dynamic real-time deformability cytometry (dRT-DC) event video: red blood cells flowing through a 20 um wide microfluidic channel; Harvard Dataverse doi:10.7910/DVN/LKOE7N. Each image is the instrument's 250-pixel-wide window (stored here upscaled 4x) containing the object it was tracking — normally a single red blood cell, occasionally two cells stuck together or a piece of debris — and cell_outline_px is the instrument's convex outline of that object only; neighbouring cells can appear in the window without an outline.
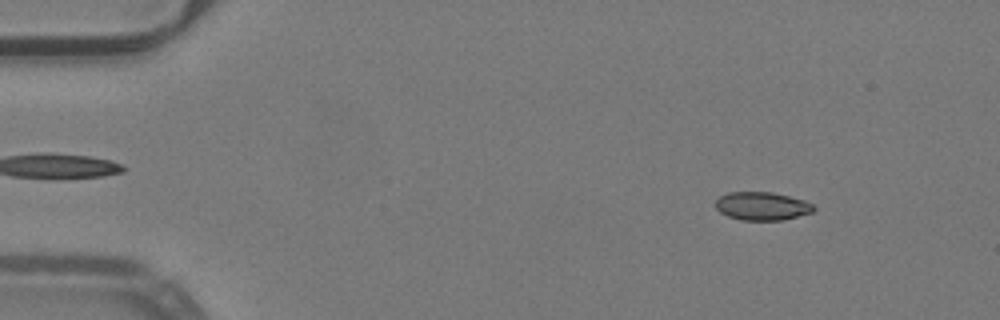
{"species": "common noctule bat (a hibernating species)", "species_latin": "Nyctalus noctula", "temperature_condition": "warm", "stored_images_in_passage": 51, "camera_frame_rate_fps": 3000, "um_per_image_px": 0.085, "animal": {"sex": "male", "body_mass_g": 19.2, "forearm_length_mm": 51.8}, "frame": {"image": 1, "passage_image": 6, "time_ms": 1.667, "image_size_px": [1000, 320], "cell_outline_px": [[816, 208], [812, 212], [784, 220], [740, 220], [728, 216], [720, 212], [716, 208], [716, 200], [720, 196], [728, 192], [772, 192], [804, 200], [812, 204]], "centroid_in_image_um": [64.77, 17.52], "position_along_channel_um": 20.2, "area_um2": 16.13}}
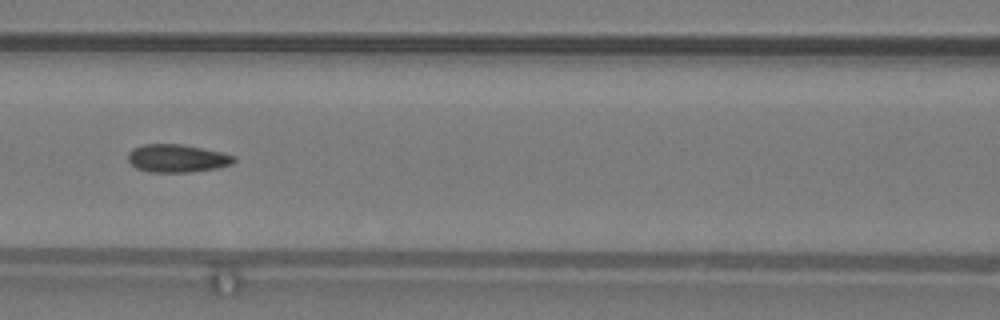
{"frame": {"image": 2, "passage_image": 23, "time_ms": 7.333, "image_size_px": [1000, 320], "cell_outline_px": [[236, 160], [232, 164], [216, 168], [188, 172], [148, 172], [136, 168], [128, 160], [128, 152], [132, 148], [144, 144], [184, 144], [220, 152], [236, 156]], "centroid_in_image_um": [15.04, 13.45], "position_along_channel_um": 151.6, "area_um2": 17.28}}
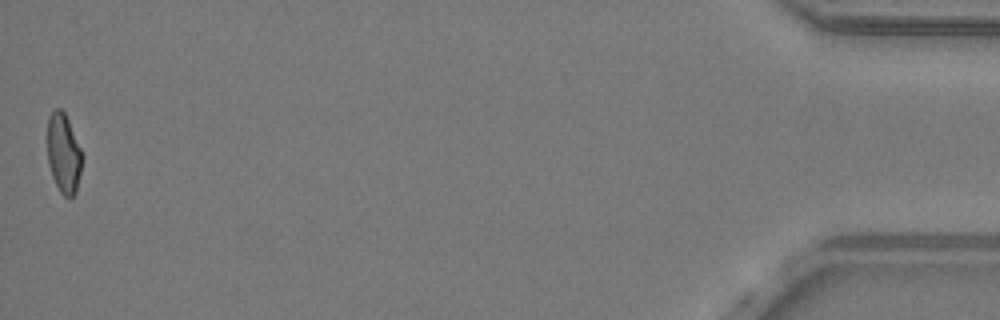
{"frame": {"image": 3, "passage_image": 51, "time_ms": 16.667, "image_size_px": [1000, 320], "cell_outline_px": [[84, 156], [76, 192], [68, 200], [60, 192], [52, 176], [48, 160], [48, 116], [56, 108], [60, 108], [64, 112], [68, 120]], "centroid_in_image_um": [5.42, 13.06], "position_along_channel_um": 429.8, "area_um2": 16.13}, "authors_computed_cell_mechanics": {"area_um2": 16.9354, "velocity_mm_per_s": 4.0214, "shape_relaxation_time_tau1_ms": null, "shape_relaxation_time_tau2_ms": 1.8833, "deformation_change_tau1": null, "deformation_change_tau2": 0.0737}}